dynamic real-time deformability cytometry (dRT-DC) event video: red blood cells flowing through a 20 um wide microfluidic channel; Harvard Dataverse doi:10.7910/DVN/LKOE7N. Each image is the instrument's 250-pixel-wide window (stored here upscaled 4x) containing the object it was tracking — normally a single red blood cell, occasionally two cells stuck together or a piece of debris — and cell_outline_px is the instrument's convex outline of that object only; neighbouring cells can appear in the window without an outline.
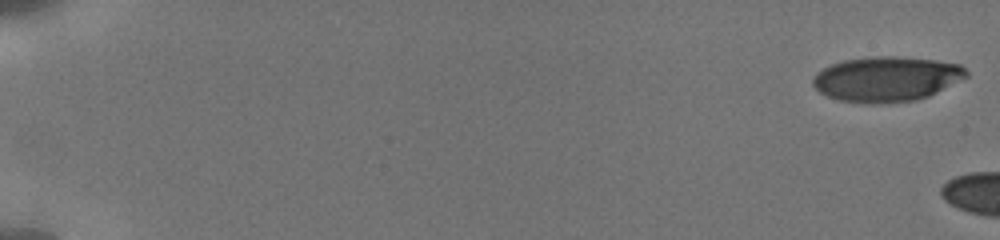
{"species": "human", "species_latin": "Homo sapiens", "temperature_condition": "cold", "stored_images_in_passage": 6, "camera_frame_rate_fps": 3000, "um_per_image_px": 0.085, "donor": {"sex": "male"}, "frame": {"image": 1, "passage_image": 1, "time_ms": 0.0, "image_size_px": [1000, 240], "cell_outline_px": [[968, 76], [928, 96], [916, 100], [888, 104], [868, 104], [840, 100], [828, 96], [820, 92], [812, 84], [812, 76], [816, 72], [832, 64], [844, 60], [876, 56], [892, 56], [936, 60], [960, 64], [968, 72]], "centroid_in_image_um": [75.34, 6.72], "position_along_channel_um": 9.7, "area_um2": 40.29}}